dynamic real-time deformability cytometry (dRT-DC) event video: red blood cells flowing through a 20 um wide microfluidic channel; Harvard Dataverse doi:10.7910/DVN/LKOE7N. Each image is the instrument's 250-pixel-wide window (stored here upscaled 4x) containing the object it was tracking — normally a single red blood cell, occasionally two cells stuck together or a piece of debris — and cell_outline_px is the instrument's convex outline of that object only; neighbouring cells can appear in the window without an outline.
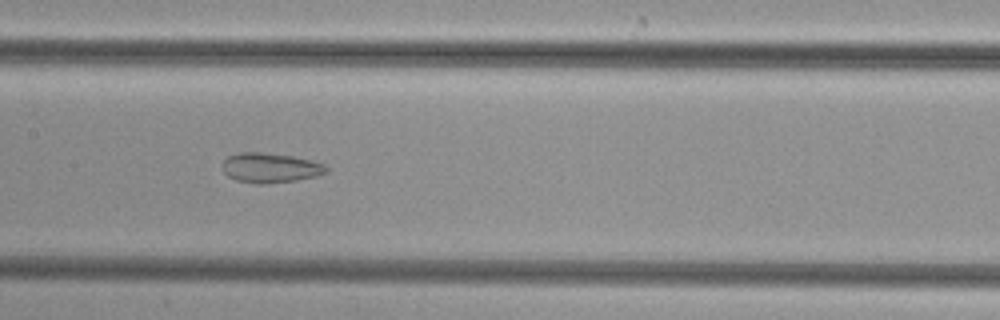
{"species": "common noctule bat (a hibernating species)", "species_latin": "Nyctalus noctula", "temperature_condition": "cold", "stored_images_in_passage": 36, "camera_frame_rate_fps": 3000, "um_per_image_px": 0.085, "animal": {"sex": "female", "body_mass_g": 29.2, "forearm_length_mm": 56.3}, "frame": {"image": 1, "passage_image": 15, "time_ms": 4.667, "image_size_px": [1000, 320], "cell_outline_px": [[328, 172], [316, 176], [296, 180], [268, 184], [256, 184], [236, 180], [228, 176], [224, 172], [224, 160], [228, 156], [236, 152], [260, 152], [292, 156], [324, 164], [328, 168]], "centroid_in_image_um": [22.96, 14.27], "position_along_channel_um": 184.4, "area_um2": 17.98}}
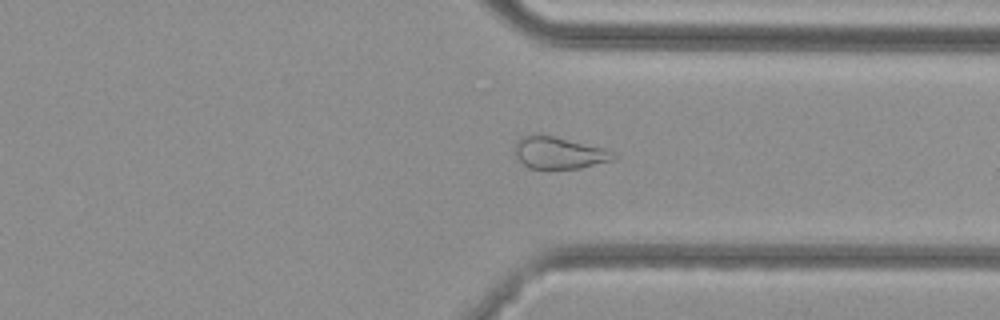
{"frame": {"image": 2, "passage_image": 28, "time_ms": 9.0, "image_size_px": [1000, 320], "cell_outline_px": [[616, 156], [612, 160], [580, 168], [528, 168], [516, 156], [516, 140], [520, 136], [556, 136], [604, 148], [616, 152]], "centroid_in_image_um": [47.55, 12.99], "position_along_channel_um": 363.9, "area_um2": 18.03}}
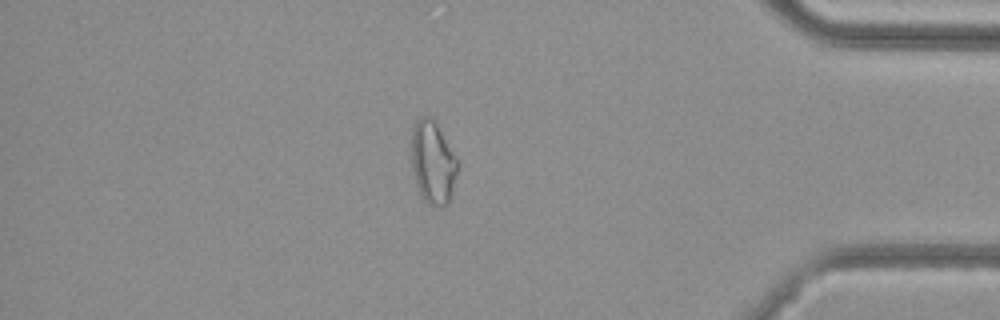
{"frame": {"image": 3, "passage_image": 33, "time_ms": 10.667, "image_size_px": [1000, 320], "cell_outline_px": [[460, 164], [448, 204], [444, 208], [428, 204], [424, 200], [416, 184], [412, 168], [412, 128], [416, 120], [420, 116], [432, 116], [456, 156]], "centroid_in_image_um": [36.81, 13.8], "position_along_channel_um": 398.4, "area_um2": 22.48}}